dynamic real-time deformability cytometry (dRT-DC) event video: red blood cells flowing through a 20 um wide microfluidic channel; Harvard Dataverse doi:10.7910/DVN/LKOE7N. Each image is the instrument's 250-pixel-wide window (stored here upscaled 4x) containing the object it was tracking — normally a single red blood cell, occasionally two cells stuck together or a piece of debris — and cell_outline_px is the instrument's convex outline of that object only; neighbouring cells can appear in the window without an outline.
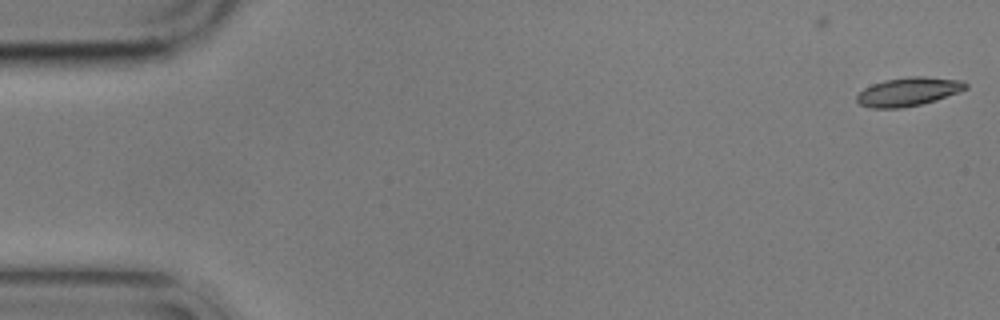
{"species": "common noctule bat (a hibernating species)", "species_latin": "Nyctalus noctula", "temperature_condition": "cold", "stored_images_in_passage": 16, "camera_frame_rate_fps": 3000, "um_per_image_px": 0.085, "animal": {"sex": "male", "body_mass_g": 17.9}, "frame": {"image": 1, "passage_image": 1, "time_ms": 0.0, "image_size_px": [1000, 320], "cell_outline_px": [[968, 88], [936, 100], [920, 104], [900, 108], [872, 108], [860, 104], [856, 100], [856, 96], [864, 88], [872, 84], [884, 80], [908, 76], [924, 76], [964, 80], [968, 84]], "centroid_in_image_um": [77.22, 7.78], "position_along_channel_um": 7.8, "area_um2": 18.21}}
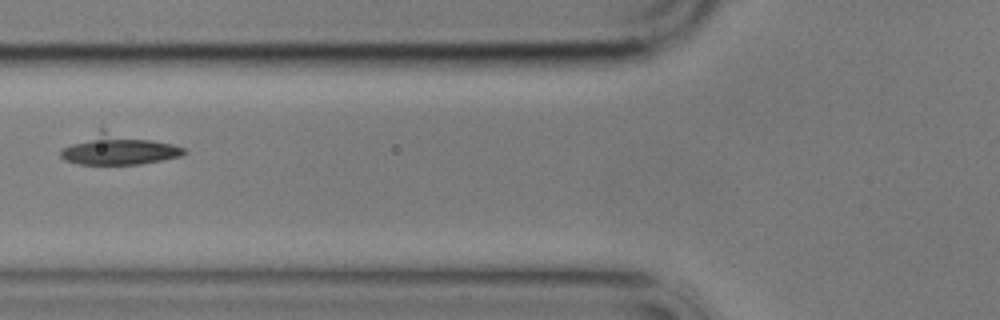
{"frame": {"image": 2, "passage_image": 6, "time_ms": 7.0, "image_size_px": [1000, 320], "cell_outline_px": [[188, 152], [180, 156], [140, 164], [80, 164], [64, 160], [60, 156], [60, 148], [100, 128], [104, 128], [172, 144], [184, 148]], "centroid_in_image_um": [10.01, 12.68], "position_along_channel_um": 115.8, "area_um2": 22.14}}
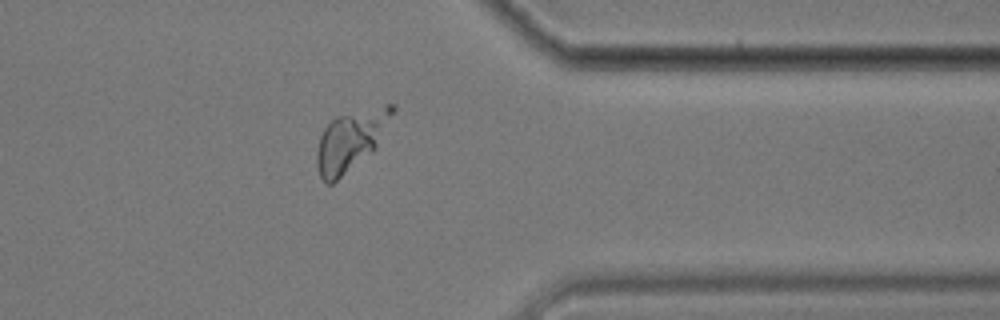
{"frame": {"image": 3, "passage_image": 13, "time_ms": 15.0, "image_size_px": [1000, 320], "cell_outline_px": [[396, 108], [376, 148], [372, 152], [332, 184], [324, 184], [320, 176], [316, 164], [316, 152], [320, 136], [324, 128], [336, 116], [384, 104], [396, 104]], "centroid_in_image_um": [29.81, 11.93], "position_along_channel_um": 381.6, "area_um2": 26.41}}